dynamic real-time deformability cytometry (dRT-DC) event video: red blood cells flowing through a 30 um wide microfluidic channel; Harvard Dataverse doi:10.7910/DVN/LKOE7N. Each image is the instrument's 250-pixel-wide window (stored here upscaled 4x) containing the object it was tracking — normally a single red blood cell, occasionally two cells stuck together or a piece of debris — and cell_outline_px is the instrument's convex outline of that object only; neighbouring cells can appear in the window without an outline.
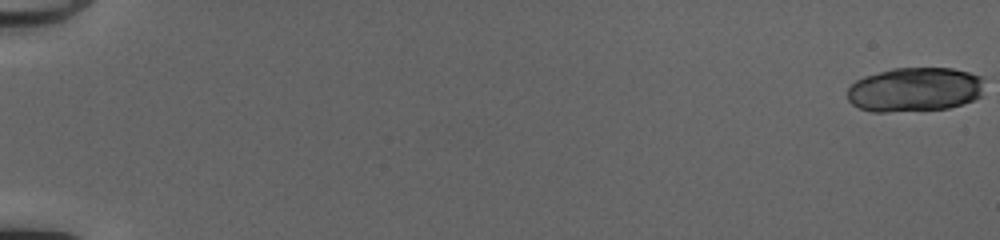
{"species": "common noctule bat (a hibernating species)", "species_latin": "Nyctalus noctula", "temperature_condition": "cold", "stored_images_in_passage": 22, "camera_frame_rate_fps": 3000, "um_per_image_px": 0.085, "animal": {"sex": "female", "body_mass_g": 20.0, "forearm_length_mm": 54.0}, "frame": {"image": 1, "passage_image": 1, "time_ms": 0.0, "image_size_px": [1000, 240], "cell_outline_px": [[984, 80], [980, 96], [964, 104], [948, 108], [884, 112], [872, 112], [860, 108], [852, 104], [848, 100], [848, 88], [856, 80], [864, 76], [892, 68], [952, 68], [984, 76]], "centroid_in_image_um": [77.76, 7.6], "position_along_channel_um": 7.2, "area_um2": 35.49}}